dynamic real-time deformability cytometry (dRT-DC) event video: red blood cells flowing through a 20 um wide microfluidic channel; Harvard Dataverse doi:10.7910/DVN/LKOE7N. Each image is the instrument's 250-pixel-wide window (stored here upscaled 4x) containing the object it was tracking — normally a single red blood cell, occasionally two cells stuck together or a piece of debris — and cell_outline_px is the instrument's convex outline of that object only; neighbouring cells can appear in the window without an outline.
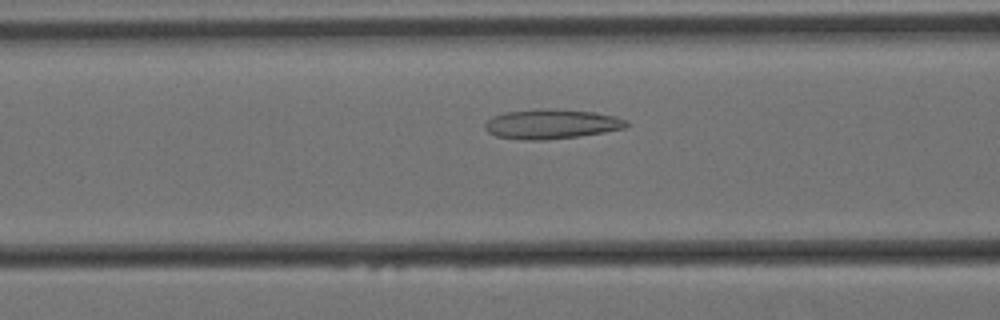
{"species": "Egyptian fruit bat (a non-hibernating species)", "species_latin": "Rousettus aegyptiacus", "temperature_condition": "cold", "stored_images_in_passage": 55, "camera_frame_rate_fps": 3000, "um_per_image_px": 0.085, "animal": {"sex": "female"}, "frame": {"image": 1, "passage_image": 19, "time_ms": 6.0, "image_size_px": [1000, 320], "cell_outline_px": [[628, 124], [624, 128], [604, 132], [580, 136], [544, 140], [524, 140], [496, 136], [488, 132], [484, 128], [484, 124], [492, 116], [504, 112], [536, 108], [548, 108], [592, 112], [616, 116], [628, 120]], "centroid_in_image_um": [46.84, 10.53], "position_along_channel_um": 119.8, "area_um2": 24.62}}
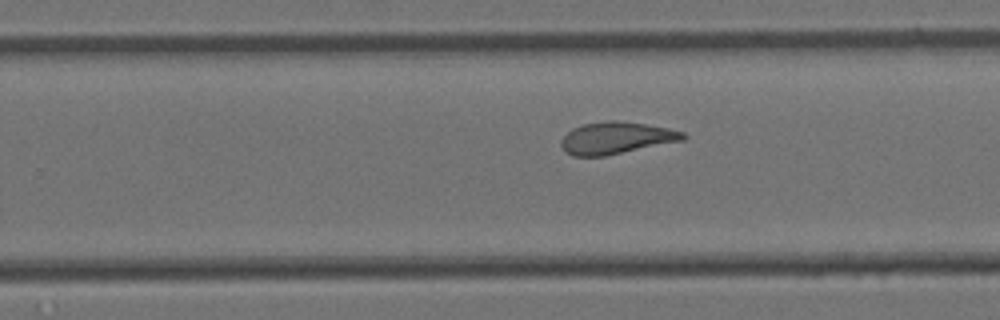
{"frame": {"image": 2, "passage_image": 33, "time_ms": 10.667, "image_size_px": [1000, 320], "cell_outline_px": [[688, 136], [684, 140], [604, 156], [572, 156], [560, 144], [560, 140], [572, 128], [584, 124], [608, 120], [616, 120], [644, 124], [668, 128], [684, 132]], "centroid_in_image_um": [52.39, 11.72], "position_along_channel_um": 277.4, "area_um2": 22.54}}
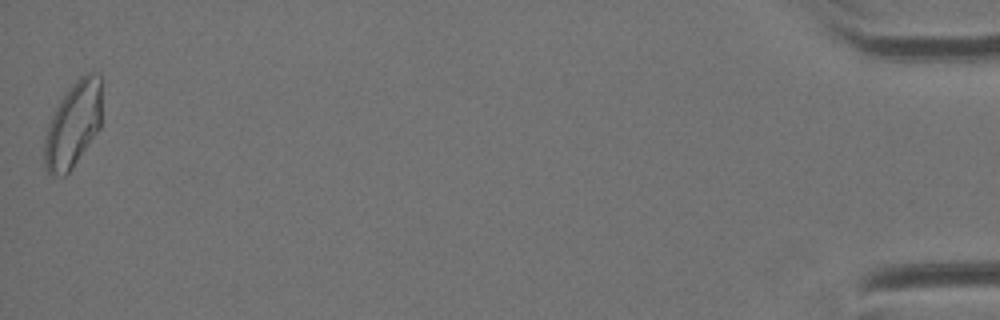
{"frame": {"image": 3, "passage_image": 55, "time_ms": 18.0, "image_size_px": [1000, 320], "cell_outline_px": [[100, 128], [72, 168], [64, 176], [52, 176], [44, 168], [44, 140], [48, 124], [60, 100], [68, 88], [80, 76], [88, 72], [92, 72], [100, 76]], "centroid_in_image_um": [6.19, 10.62], "position_along_channel_um": 429.0, "area_um2": 28.38}, "authors_computed_cell_mechanics": {"area_um2": 24.4494, "velocity_mm_per_s": 3.4017, "shape_relaxation_time_tau1_ms": null, "shape_relaxation_time_tau2_ms": 2.4435, "deformation_change_tau1": null, "deformation_change_tau2": 0.1035}}